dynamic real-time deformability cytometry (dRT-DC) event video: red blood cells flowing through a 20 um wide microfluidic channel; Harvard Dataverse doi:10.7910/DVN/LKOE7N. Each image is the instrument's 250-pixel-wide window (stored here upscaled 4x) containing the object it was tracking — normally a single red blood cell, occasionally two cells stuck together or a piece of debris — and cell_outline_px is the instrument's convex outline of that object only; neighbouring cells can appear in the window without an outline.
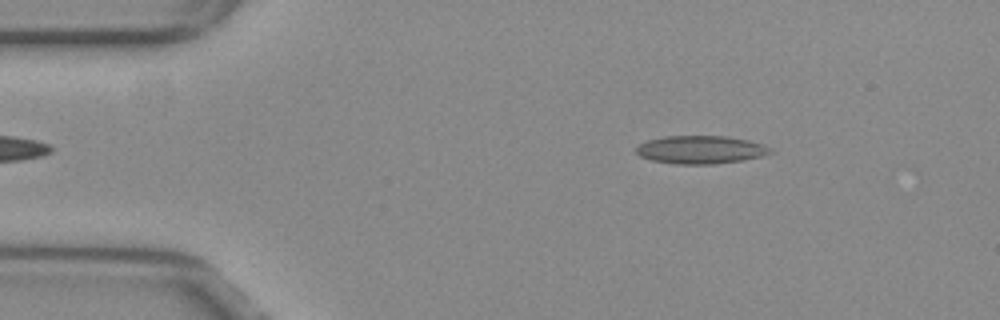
{"species": "common noctule bat (a hibernating species)", "species_latin": "Nyctalus noctula", "temperature_condition": "warm", "stored_images_in_passage": 46, "camera_frame_rate_fps": 3000, "um_per_image_px": 0.085, "animal": {"sex": "female", "body_mass_g": 29.2, "forearm_length_mm": 56.3}, "frame": {"image": 1, "passage_image": 2, "time_ms": 0.333, "image_size_px": [1000, 320], "cell_outline_px": [[772, 152], [760, 156], [740, 160], [712, 164], [676, 164], [652, 160], [640, 156], [636, 152], [636, 148], [640, 144], [648, 140], [664, 136], [724, 136], [748, 140], [764, 144], [772, 148]], "centroid_in_image_um": [59.55, 12.72], "position_along_channel_um": 25.5, "area_um2": 21.73}}
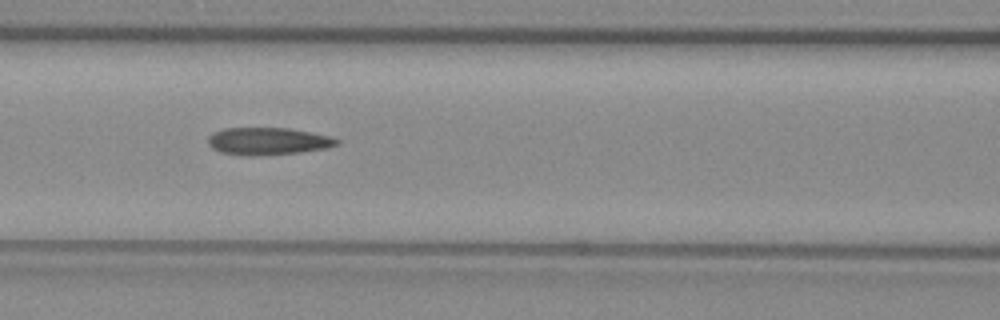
{"frame": {"image": 2, "passage_image": 16, "time_ms": 5.0, "image_size_px": [1000, 320], "cell_outline_px": [[340, 144], [324, 148], [300, 152], [260, 156], [244, 156], [220, 152], [212, 148], [208, 144], [208, 136], [212, 132], [224, 128], [288, 128], [312, 132], [332, 136], [340, 140]], "centroid_in_image_um": [22.76, 12.0], "position_along_channel_um": 143.8, "area_um2": 20.81}}
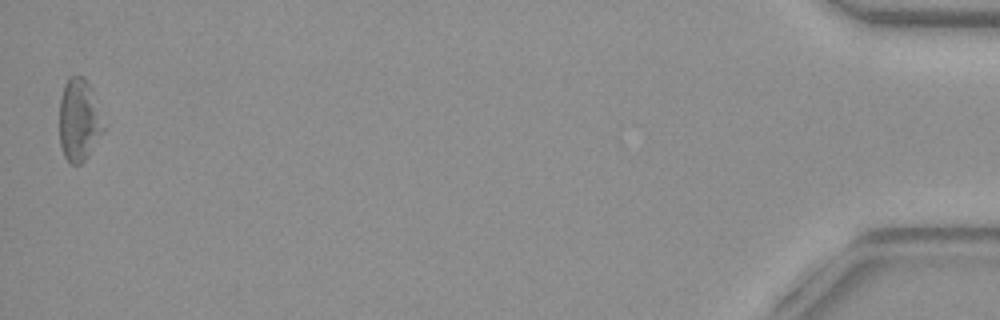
{"frame": {"image": 3, "passage_image": 46, "time_ms": 15.0, "image_size_px": [1000, 320], "cell_outline_px": [[104, 128], [88, 156], [80, 164], [68, 164], [64, 156], [60, 144], [60, 96], [64, 84], [68, 76], [84, 76], [88, 84]], "centroid_in_image_um": [6.65, 10.23], "position_along_channel_um": 428.5, "area_um2": 20.58}, "authors_computed_cell_mechanics": {"area_um2": 20.6924, "velocity_mm_per_s": 3.8793, "shape_relaxation_time_tau1_ms": null, "shape_relaxation_time_tau2_ms": 4.7518, "deformation_change_tau1": null, "deformation_change_tau2": 0.157}}